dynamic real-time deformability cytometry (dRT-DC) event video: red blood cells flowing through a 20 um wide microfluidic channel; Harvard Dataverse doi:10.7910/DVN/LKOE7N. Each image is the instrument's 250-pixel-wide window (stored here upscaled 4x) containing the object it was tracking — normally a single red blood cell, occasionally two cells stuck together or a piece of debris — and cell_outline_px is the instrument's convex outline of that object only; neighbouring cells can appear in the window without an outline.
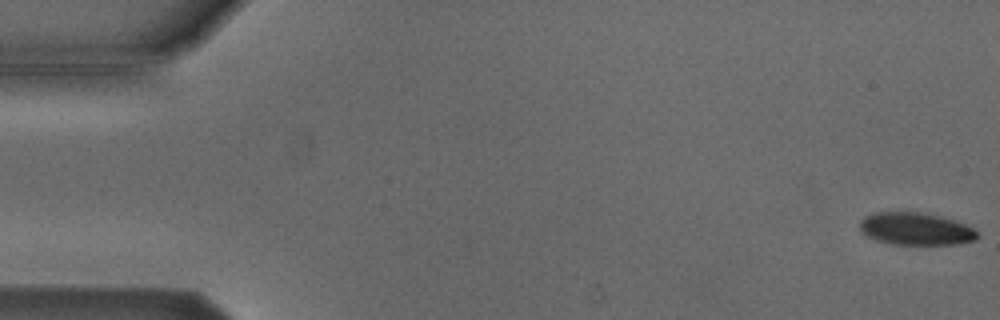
{"species": "Egyptian fruit bat (a non-hibernating species)", "species_latin": "Rousettus aegyptiacus", "temperature_condition": "cold", "stored_images_in_passage": 54, "camera_frame_rate_fps": 3000, "um_per_image_px": 0.085, "animal": {"sex": "male"}, "frame": {"image": 1, "passage_image": 1, "time_ms": 0.0, "image_size_px": [1000, 320], "cell_outline_px": [[980, 236], [976, 240], [956, 244], [892, 244], [876, 240], [860, 232], [860, 220], [864, 216], [876, 212], [920, 212], [940, 216], [956, 220], [972, 228]], "centroid_in_image_um": [77.82, 19.45], "position_along_channel_um": 7.2, "area_um2": 22.25}}
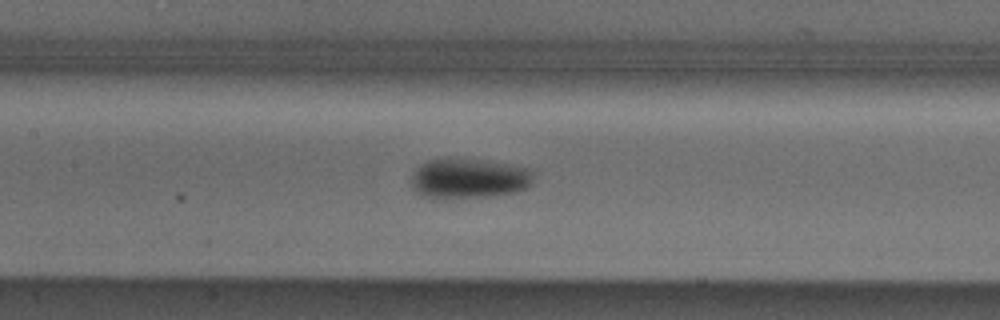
{"frame": {"image": 2, "passage_image": 25, "time_ms": 8.0, "image_size_px": [1000, 320], "cell_outline_px": [[532, 180], [524, 188], [512, 192], [488, 196], [436, 200], [416, 192], [412, 188], [412, 176], [416, 168], [420, 164], [428, 160], [480, 160], [528, 168], [532, 172]], "centroid_in_image_um": [39.77, 15.2], "position_along_channel_um": 167.6, "area_um2": 27.92}}
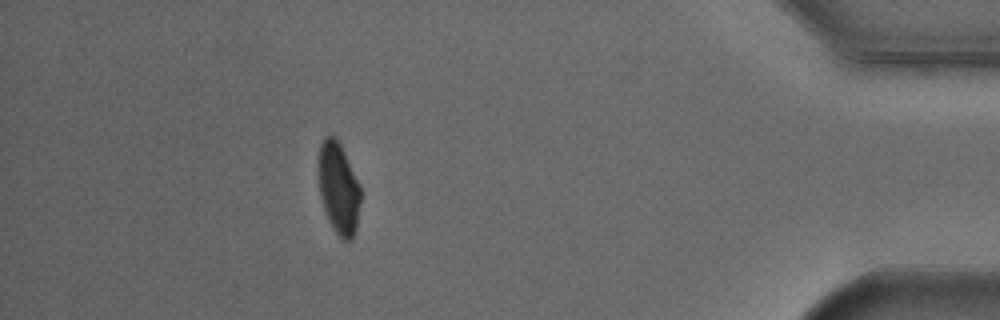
{"frame": {"image": 3, "passage_image": 48, "time_ms": 15.667, "image_size_px": [1000, 320], "cell_outline_px": [[360, 204], [356, 228], [352, 240], [344, 240], [332, 228], [328, 220], [320, 196], [316, 168], [320, 144], [324, 136], [332, 136], [340, 144], [360, 184]], "centroid_in_image_um": [28.75, 15.99], "position_along_channel_um": 406.5, "area_um2": 22.72}, "authors_computed_cell_mechanics": {"area_um2": 24.6517, "velocity_mm_per_s": 3.8188, "shape_relaxation_time_tau1_ms": 2.485, "shape_relaxation_time_tau2_ms": null, "deformation_change_tau1": 0.106, "deformation_change_tau2": null}}